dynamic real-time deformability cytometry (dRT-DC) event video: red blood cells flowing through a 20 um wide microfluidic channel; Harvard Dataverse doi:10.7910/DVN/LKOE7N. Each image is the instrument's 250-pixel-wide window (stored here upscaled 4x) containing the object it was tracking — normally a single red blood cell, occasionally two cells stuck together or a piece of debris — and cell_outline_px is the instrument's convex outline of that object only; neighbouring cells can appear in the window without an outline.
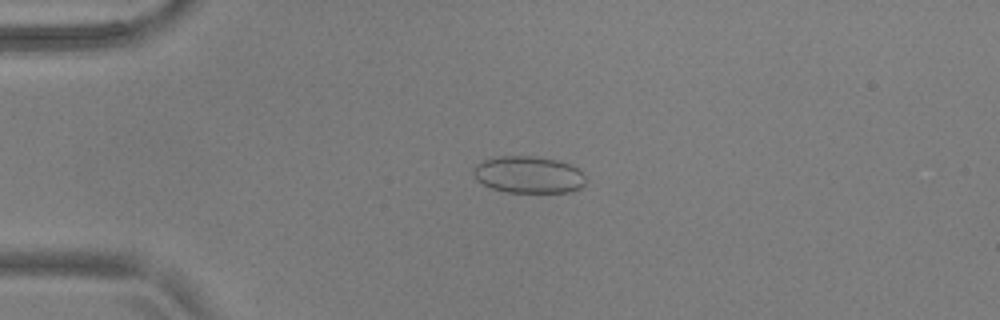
{"species": "common noctule bat (a hibernating species)", "species_latin": "Nyctalus noctula", "temperature_condition": "warm", "stored_images_in_passage": 55, "camera_frame_rate_fps": 3000, "um_per_image_px": 0.085, "animal": {"sex": "male", "body_mass_g": 17.9, "forearm_length_mm": 54.2}, "frame": {"image": 1, "passage_image": 13, "time_ms": 4.0, "image_size_px": [1000, 320], "cell_outline_px": [[584, 184], [580, 188], [572, 192], [504, 192], [492, 188], [476, 180], [472, 172], [472, 168], [476, 164], [484, 160], [500, 156], [532, 156], [556, 160], [572, 164], [584, 176]], "centroid_in_image_um": [44.9, 14.85], "position_along_channel_um": 40.1, "area_um2": 24.16}}
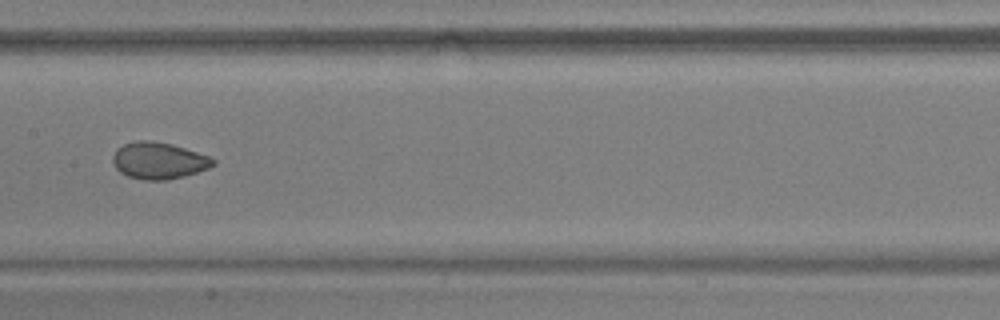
{"frame": {"image": 2, "passage_image": 28, "time_ms": 9.0, "image_size_px": [1000, 320], "cell_outline_px": [[216, 164], [208, 168], [184, 176], [164, 180], [144, 180], [128, 176], [120, 172], [116, 168], [112, 160], [112, 156], [116, 148], [124, 144], [136, 140], [152, 140], [172, 144], [208, 156], [216, 160]], "centroid_in_image_um": [13.46, 13.64], "position_along_channel_um": 193.9, "area_um2": 21.44}}
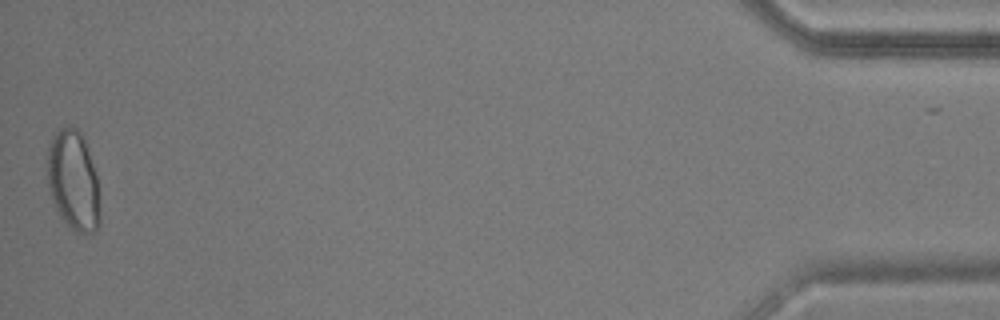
{"frame": {"image": 3, "passage_image": 54, "time_ms": 17.667, "image_size_px": [1000, 320], "cell_outline_px": [[100, 224], [96, 232], [76, 232], [60, 216], [52, 200], [48, 184], [48, 144], [52, 136], [60, 128], [76, 128], [80, 132], [84, 140], [96, 176], [100, 212]], "centroid_in_image_um": [6.23, 15.38], "position_along_channel_um": 429.0, "area_um2": 30.11}, "authors_computed_cell_mechanics": {"area_um2": 23.5824, "velocity_mm_per_s": 3.7077, "shape_relaxation_time_tau1_ms": null, "shape_relaxation_time_tau2_ms": 0.861, "deformation_change_tau1": null, "deformation_change_tau2": 0.0412}}